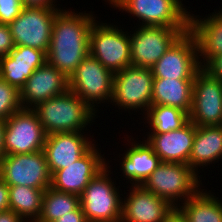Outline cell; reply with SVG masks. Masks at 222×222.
<instances>
[{"label": "cell", "instance_id": "1", "mask_svg": "<svg viewBox=\"0 0 222 222\" xmlns=\"http://www.w3.org/2000/svg\"><path fill=\"white\" fill-rule=\"evenodd\" d=\"M96 17L92 11L72 9H62L55 16L47 62L68 79L89 54V35Z\"/></svg>", "mask_w": 222, "mask_h": 222}, {"label": "cell", "instance_id": "2", "mask_svg": "<svg viewBox=\"0 0 222 222\" xmlns=\"http://www.w3.org/2000/svg\"><path fill=\"white\" fill-rule=\"evenodd\" d=\"M32 110L47 135L87 131L97 116L96 112L70 89L37 104Z\"/></svg>", "mask_w": 222, "mask_h": 222}, {"label": "cell", "instance_id": "3", "mask_svg": "<svg viewBox=\"0 0 222 222\" xmlns=\"http://www.w3.org/2000/svg\"><path fill=\"white\" fill-rule=\"evenodd\" d=\"M202 176L187 164L162 162L142 186L177 207L203 187Z\"/></svg>", "mask_w": 222, "mask_h": 222}, {"label": "cell", "instance_id": "4", "mask_svg": "<svg viewBox=\"0 0 222 222\" xmlns=\"http://www.w3.org/2000/svg\"><path fill=\"white\" fill-rule=\"evenodd\" d=\"M109 162L80 196V206L88 222H121L123 194L119 191L123 192L110 176Z\"/></svg>", "mask_w": 222, "mask_h": 222}, {"label": "cell", "instance_id": "5", "mask_svg": "<svg viewBox=\"0 0 222 222\" xmlns=\"http://www.w3.org/2000/svg\"><path fill=\"white\" fill-rule=\"evenodd\" d=\"M112 9H119L136 17L137 26L189 28L190 10L183 0H103ZM189 10V11H187ZM141 21V22H140Z\"/></svg>", "mask_w": 222, "mask_h": 222}, {"label": "cell", "instance_id": "6", "mask_svg": "<svg viewBox=\"0 0 222 222\" xmlns=\"http://www.w3.org/2000/svg\"><path fill=\"white\" fill-rule=\"evenodd\" d=\"M121 28L95 20L89 35V54L113 73L131 66L129 32Z\"/></svg>", "mask_w": 222, "mask_h": 222}, {"label": "cell", "instance_id": "7", "mask_svg": "<svg viewBox=\"0 0 222 222\" xmlns=\"http://www.w3.org/2000/svg\"><path fill=\"white\" fill-rule=\"evenodd\" d=\"M153 79L151 68L129 66L114 73L110 104L129 113L141 110L144 116L152 106Z\"/></svg>", "mask_w": 222, "mask_h": 222}, {"label": "cell", "instance_id": "8", "mask_svg": "<svg viewBox=\"0 0 222 222\" xmlns=\"http://www.w3.org/2000/svg\"><path fill=\"white\" fill-rule=\"evenodd\" d=\"M113 83L114 73L88 54L70 76L69 89L97 113L98 104H110Z\"/></svg>", "mask_w": 222, "mask_h": 222}, {"label": "cell", "instance_id": "9", "mask_svg": "<svg viewBox=\"0 0 222 222\" xmlns=\"http://www.w3.org/2000/svg\"><path fill=\"white\" fill-rule=\"evenodd\" d=\"M133 28L135 30L129 32L131 66L142 68H152L173 43L189 31V28L158 26Z\"/></svg>", "mask_w": 222, "mask_h": 222}, {"label": "cell", "instance_id": "10", "mask_svg": "<svg viewBox=\"0 0 222 222\" xmlns=\"http://www.w3.org/2000/svg\"><path fill=\"white\" fill-rule=\"evenodd\" d=\"M0 178L9 186L24 185L46 190L51 186V174L44 150L5 155L0 162Z\"/></svg>", "mask_w": 222, "mask_h": 222}, {"label": "cell", "instance_id": "11", "mask_svg": "<svg viewBox=\"0 0 222 222\" xmlns=\"http://www.w3.org/2000/svg\"><path fill=\"white\" fill-rule=\"evenodd\" d=\"M202 69L194 35L187 31L151 68L154 78L194 80Z\"/></svg>", "mask_w": 222, "mask_h": 222}, {"label": "cell", "instance_id": "12", "mask_svg": "<svg viewBox=\"0 0 222 222\" xmlns=\"http://www.w3.org/2000/svg\"><path fill=\"white\" fill-rule=\"evenodd\" d=\"M47 134L32 109H21L5 120V155L43 150Z\"/></svg>", "mask_w": 222, "mask_h": 222}, {"label": "cell", "instance_id": "13", "mask_svg": "<svg viewBox=\"0 0 222 222\" xmlns=\"http://www.w3.org/2000/svg\"><path fill=\"white\" fill-rule=\"evenodd\" d=\"M62 9L23 8L8 26L15 46H29L48 53L55 16Z\"/></svg>", "mask_w": 222, "mask_h": 222}, {"label": "cell", "instance_id": "14", "mask_svg": "<svg viewBox=\"0 0 222 222\" xmlns=\"http://www.w3.org/2000/svg\"><path fill=\"white\" fill-rule=\"evenodd\" d=\"M189 120L195 126L222 124V81L203 68L194 78Z\"/></svg>", "mask_w": 222, "mask_h": 222}, {"label": "cell", "instance_id": "15", "mask_svg": "<svg viewBox=\"0 0 222 222\" xmlns=\"http://www.w3.org/2000/svg\"><path fill=\"white\" fill-rule=\"evenodd\" d=\"M100 151V152H99ZM107 160L94 144L81 158L51 175V188L81 196L90 181L105 167Z\"/></svg>", "mask_w": 222, "mask_h": 222}, {"label": "cell", "instance_id": "16", "mask_svg": "<svg viewBox=\"0 0 222 222\" xmlns=\"http://www.w3.org/2000/svg\"><path fill=\"white\" fill-rule=\"evenodd\" d=\"M129 189L128 193L124 190L128 195L122 198L121 222H161L174 208L142 185H131Z\"/></svg>", "mask_w": 222, "mask_h": 222}, {"label": "cell", "instance_id": "17", "mask_svg": "<svg viewBox=\"0 0 222 222\" xmlns=\"http://www.w3.org/2000/svg\"><path fill=\"white\" fill-rule=\"evenodd\" d=\"M69 90V79L47 61L27 79L20 89L23 109H32L37 104Z\"/></svg>", "mask_w": 222, "mask_h": 222}, {"label": "cell", "instance_id": "18", "mask_svg": "<svg viewBox=\"0 0 222 222\" xmlns=\"http://www.w3.org/2000/svg\"><path fill=\"white\" fill-rule=\"evenodd\" d=\"M85 133L64 132L46 136L43 150L51 175L81 158L96 143Z\"/></svg>", "mask_w": 222, "mask_h": 222}, {"label": "cell", "instance_id": "19", "mask_svg": "<svg viewBox=\"0 0 222 222\" xmlns=\"http://www.w3.org/2000/svg\"><path fill=\"white\" fill-rule=\"evenodd\" d=\"M196 126L189 120L183 127L162 134H145L146 142L153 148L162 162L188 165Z\"/></svg>", "mask_w": 222, "mask_h": 222}, {"label": "cell", "instance_id": "20", "mask_svg": "<svg viewBox=\"0 0 222 222\" xmlns=\"http://www.w3.org/2000/svg\"><path fill=\"white\" fill-rule=\"evenodd\" d=\"M46 61L47 55L40 49L15 46L9 54L0 57V78L20 91L33 72Z\"/></svg>", "mask_w": 222, "mask_h": 222}, {"label": "cell", "instance_id": "21", "mask_svg": "<svg viewBox=\"0 0 222 222\" xmlns=\"http://www.w3.org/2000/svg\"><path fill=\"white\" fill-rule=\"evenodd\" d=\"M219 10L204 18L190 12L189 31L196 39L202 68L212 58L222 54V9Z\"/></svg>", "mask_w": 222, "mask_h": 222}, {"label": "cell", "instance_id": "22", "mask_svg": "<svg viewBox=\"0 0 222 222\" xmlns=\"http://www.w3.org/2000/svg\"><path fill=\"white\" fill-rule=\"evenodd\" d=\"M127 142L129 143L127 147H131L126 148V152L120 154L123 157L119 159L120 161L122 159L119 165L121 164L123 180L126 178L127 184L130 182L132 185H142L162 161L146 140L137 142L132 136Z\"/></svg>", "mask_w": 222, "mask_h": 222}, {"label": "cell", "instance_id": "23", "mask_svg": "<svg viewBox=\"0 0 222 222\" xmlns=\"http://www.w3.org/2000/svg\"><path fill=\"white\" fill-rule=\"evenodd\" d=\"M222 159V127L196 126L188 165L199 175L200 169ZM202 166V167H201Z\"/></svg>", "mask_w": 222, "mask_h": 222}, {"label": "cell", "instance_id": "24", "mask_svg": "<svg viewBox=\"0 0 222 222\" xmlns=\"http://www.w3.org/2000/svg\"><path fill=\"white\" fill-rule=\"evenodd\" d=\"M194 80L153 79L152 105L178 108L188 115L192 107Z\"/></svg>", "mask_w": 222, "mask_h": 222}, {"label": "cell", "instance_id": "25", "mask_svg": "<svg viewBox=\"0 0 222 222\" xmlns=\"http://www.w3.org/2000/svg\"><path fill=\"white\" fill-rule=\"evenodd\" d=\"M200 189L176 208L183 215L185 222H222V200L214 192Z\"/></svg>", "mask_w": 222, "mask_h": 222}, {"label": "cell", "instance_id": "26", "mask_svg": "<svg viewBox=\"0 0 222 222\" xmlns=\"http://www.w3.org/2000/svg\"><path fill=\"white\" fill-rule=\"evenodd\" d=\"M44 191L24 185L9 186L10 210L25 222H36L41 214Z\"/></svg>", "mask_w": 222, "mask_h": 222}, {"label": "cell", "instance_id": "27", "mask_svg": "<svg viewBox=\"0 0 222 222\" xmlns=\"http://www.w3.org/2000/svg\"><path fill=\"white\" fill-rule=\"evenodd\" d=\"M144 124L147 123L150 132L147 134H162L178 130L189 121V115L172 106L152 105L145 113Z\"/></svg>", "mask_w": 222, "mask_h": 222}, {"label": "cell", "instance_id": "28", "mask_svg": "<svg viewBox=\"0 0 222 222\" xmlns=\"http://www.w3.org/2000/svg\"><path fill=\"white\" fill-rule=\"evenodd\" d=\"M79 206V196L48 187L44 191L41 214L36 222H54Z\"/></svg>", "mask_w": 222, "mask_h": 222}, {"label": "cell", "instance_id": "29", "mask_svg": "<svg viewBox=\"0 0 222 222\" xmlns=\"http://www.w3.org/2000/svg\"><path fill=\"white\" fill-rule=\"evenodd\" d=\"M21 109L20 91L0 78V120L8 119Z\"/></svg>", "mask_w": 222, "mask_h": 222}, {"label": "cell", "instance_id": "30", "mask_svg": "<svg viewBox=\"0 0 222 222\" xmlns=\"http://www.w3.org/2000/svg\"><path fill=\"white\" fill-rule=\"evenodd\" d=\"M22 9L21 0H0V24L9 25Z\"/></svg>", "mask_w": 222, "mask_h": 222}, {"label": "cell", "instance_id": "31", "mask_svg": "<svg viewBox=\"0 0 222 222\" xmlns=\"http://www.w3.org/2000/svg\"><path fill=\"white\" fill-rule=\"evenodd\" d=\"M15 47L8 25L0 24V57L9 54Z\"/></svg>", "mask_w": 222, "mask_h": 222}, {"label": "cell", "instance_id": "32", "mask_svg": "<svg viewBox=\"0 0 222 222\" xmlns=\"http://www.w3.org/2000/svg\"><path fill=\"white\" fill-rule=\"evenodd\" d=\"M203 69L215 79L222 81V54L212 58Z\"/></svg>", "mask_w": 222, "mask_h": 222}, {"label": "cell", "instance_id": "33", "mask_svg": "<svg viewBox=\"0 0 222 222\" xmlns=\"http://www.w3.org/2000/svg\"><path fill=\"white\" fill-rule=\"evenodd\" d=\"M57 0H21L23 8L61 9L57 6ZM58 7V8H57Z\"/></svg>", "mask_w": 222, "mask_h": 222}, {"label": "cell", "instance_id": "34", "mask_svg": "<svg viewBox=\"0 0 222 222\" xmlns=\"http://www.w3.org/2000/svg\"><path fill=\"white\" fill-rule=\"evenodd\" d=\"M54 222H88V221L82 211L81 206H79L76 210L61 216L59 219H57Z\"/></svg>", "mask_w": 222, "mask_h": 222}, {"label": "cell", "instance_id": "35", "mask_svg": "<svg viewBox=\"0 0 222 222\" xmlns=\"http://www.w3.org/2000/svg\"><path fill=\"white\" fill-rule=\"evenodd\" d=\"M9 209V185L0 178V212Z\"/></svg>", "mask_w": 222, "mask_h": 222}, {"label": "cell", "instance_id": "36", "mask_svg": "<svg viewBox=\"0 0 222 222\" xmlns=\"http://www.w3.org/2000/svg\"><path fill=\"white\" fill-rule=\"evenodd\" d=\"M0 222H25L19 215L12 210L0 212Z\"/></svg>", "mask_w": 222, "mask_h": 222}, {"label": "cell", "instance_id": "37", "mask_svg": "<svg viewBox=\"0 0 222 222\" xmlns=\"http://www.w3.org/2000/svg\"><path fill=\"white\" fill-rule=\"evenodd\" d=\"M161 222H185L183 215L174 207Z\"/></svg>", "mask_w": 222, "mask_h": 222}, {"label": "cell", "instance_id": "38", "mask_svg": "<svg viewBox=\"0 0 222 222\" xmlns=\"http://www.w3.org/2000/svg\"><path fill=\"white\" fill-rule=\"evenodd\" d=\"M4 131H5V120H0V162L5 156L4 151Z\"/></svg>", "mask_w": 222, "mask_h": 222}]
</instances>
